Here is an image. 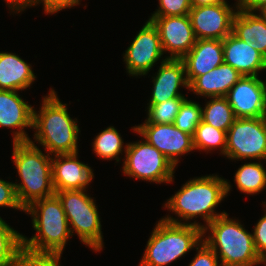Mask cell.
Wrapping results in <instances>:
<instances>
[{
	"label": "cell",
	"instance_id": "2",
	"mask_svg": "<svg viewBox=\"0 0 266 266\" xmlns=\"http://www.w3.org/2000/svg\"><path fill=\"white\" fill-rule=\"evenodd\" d=\"M41 105L38 112L33 109L35 141L51 156L78 153L80 129L77 119L68 114L67 104H63L51 88Z\"/></svg>",
	"mask_w": 266,
	"mask_h": 266
},
{
	"label": "cell",
	"instance_id": "27",
	"mask_svg": "<svg viewBox=\"0 0 266 266\" xmlns=\"http://www.w3.org/2000/svg\"><path fill=\"white\" fill-rule=\"evenodd\" d=\"M22 246V234L0 217V266H14Z\"/></svg>",
	"mask_w": 266,
	"mask_h": 266
},
{
	"label": "cell",
	"instance_id": "30",
	"mask_svg": "<svg viewBox=\"0 0 266 266\" xmlns=\"http://www.w3.org/2000/svg\"><path fill=\"white\" fill-rule=\"evenodd\" d=\"M58 252H36L24 246L18 252L14 266H61Z\"/></svg>",
	"mask_w": 266,
	"mask_h": 266
},
{
	"label": "cell",
	"instance_id": "18",
	"mask_svg": "<svg viewBox=\"0 0 266 266\" xmlns=\"http://www.w3.org/2000/svg\"><path fill=\"white\" fill-rule=\"evenodd\" d=\"M188 84L224 63L223 41L196 39L192 49L182 58Z\"/></svg>",
	"mask_w": 266,
	"mask_h": 266
},
{
	"label": "cell",
	"instance_id": "4",
	"mask_svg": "<svg viewBox=\"0 0 266 266\" xmlns=\"http://www.w3.org/2000/svg\"><path fill=\"white\" fill-rule=\"evenodd\" d=\"M208 231L210 235L205 236ZM203 240L214 251L222 266H257L259 254L253 234L224 214L203 228ZM220 255V256H219Z\"/></svg>",
	"mask_w": 266,
	"mask_h": 266
},
{
	"label": "cell",
	"instance_id": "37",
	"mask_svg": "<svg viewBox=\"0 0 266 266\" xmlns=\"http://www.w3.org/2000/svg\"><path fill=\"white\" fill-rule=\"evenodd\" d=\"M6 5L15 13L24 11L26 8H29L33 4V0H5Z\"/></svg>",
	"mask_w": 266,
	"mask_h": 266
},
{
	"label": "cell",
	"instance_id": "40",
	"mask_svg": "<svg viewBox=\"0 0 266 266\" xmlns=\"http://www.w3.org/2000/svg\"><path fill=\"white\" fill-rule=\"evenodd\" d=\"M258 264H265L266 265V251H264L263 253H261L259 255V263Z\"/></svg>",
	"mask_w": 266,
	"mask_h": 266
},
{
	"label": "cell",
	"instance_id": "3",
	"mask_svg": "<svg viewBox=\"0 0 266 266\" xmlns=\"http://www.w3.org/2000/svg\"><path fill=\"white\" fill-rule=\"evenodd\" d=\"M12 160L21 178V183L14 185L24 210L33 202L55 194L50 154H44L32 140L13 142Z\"/></svg>",
	"mask_w": 266,
	"mask_h": 266
},
{
	"label": "cell",
	"instance_id": "11",
	"mask_svg": "<svg viewBox=\"0 0 266 266\" xmlns=\"http://www.w3.org/2000/svg\"><path fill=\"white\" fill-rule=\"evenodd\" d=\"M163 54L158 29L148 20L125 50L123 58L127 73L131 76H145L163 58Z\"/></svg>",
	"mask_w": 266,
	"mask_h": 266
},
{
	"label": "cell",
	"instance_id": "29",
	"mask_svg": "<svg viewBox=\"0 0 266 266\" xmlns=\"http://www.w3.org/2000/svg\"><path fill=\"white\" fill-rule=\"evenodd\" d=\"M201 105L186 99L176 115L174 125L181 131L187 132L190 135L195 134V130L201 122Z\"/></svg>",
	"mask_w": 266,
	"mask_h": 266
},
{
	"label": "cell",
	"instance_id": "13",
	"mask_svg": "<svg viewBox=\"0 0 266 266\" xmlns=\"http://www.w3.org/2000/svg\"><path fill=\"white\" fill-rule=\"evenodd\" d=\"M225 98L236 118H261L266 112V82L258 76H242Z\"/></svg>",
	"mask_w": 266,
	"mask_h": 266
},
{
	"label": "cell",
	"instance_id": "24",
	"mask_svg": "<svg viewBox=\"0 0 266 266\" xmlns=\"http://www.w3.org/2000/svg\"><path fill=\"white\" fill-rule=\"evenodd\" d=\"M235 119L233 109L225 97H211L204 109H201V120L203 122L226 132Z\"/></svg>",
	"mask_w": 266,
	"mask_h": 266
},
{
	"label": "cell",
	"instance_id": "22",
	"mask_svg": "<svg viewBox=\"0 0 266 266\" xmlns=\"http://www.w3.org/2000/svg\"><path fill=\"white\" fill-rule=\"evenodd\" d=\"M232 33L266 58V22L258 13L238 8L233 17Z\"/></svg>",
	"mask_w": 266,
	"mask_h": 266
},
{
	"label": "cell",
	"instance_id": "35",
	"mask_svg": "<svg viewBox=\"0 0 266 266\" xmlns=\"http://www.w3.org/2000/svg\"><path fill=\"white\" fill-rule=\"evenodd\" d=\"M265 214L261 217L253 229V240L257 253L260 255L266 251V207Z\"/></svg>",
	"mask_w": 266,
	"mask_h": 266
},
{
	"label": "cell",
	"instance_id": "25",
	"mask_svg": "<svg viewBox=\"0 0 266 266\" xmlns=\"http://www.w3.org/2000/svg\"><path fill=\"white\" fill-rule=\"evenodd\" d=\"M124 141L119 132L113 126L107 127L100 132L93 142V151L101 159L111 160L114 159L119 162L120 153L126 152V146L123 150Z\"/></svg>",
	"mask_w": 266,
	"mask_h": 266
},
{
	"label": "cell",
	"instance_id": "12",
	"mask_svg": "<svg viewBox=\"0 0 266 266\" xmlns=\"http://www.w3.org/2000/svg\"><path fill=\"white\" fill-rule=\"evenodd\" d=\"M228 3L192 7L189 12L196 39L223 40L232 33L233 17L238 5L230 7Z\"/></svg>",
	"mask_w": 266,
	"mask_h": 266
},
{
	"label": "cell",
	"instance_id": "21",
	"mask_svg": "<svg viewBox=\"0 0 266 266\" xmlns=\"http://www.w3.org/2000/svg\"><path fill=\"white\" fill-rule=\"evenodd\" d=\"M31 67L15 53L0 52V90L29 88L36 78Z\"/></svg>",
	"mask_w": 266,
	"mask_h": 266
},
{
	"label": "cell",
	"instance_id": "41",
	"mask_svg": "<svg viewBox=\"0 0 266 266\" xmlns=\"http://www.w3.org/2000/svg\"><path fill=\"white\" fill-rule=\"evenodd\" d=\"M263 119H264V122H265V125H266V112H265V114L263 116Z\"/></svg>",
	"mask_w": 266,
	"mask_h": 266
},
{
	"label": "cell",
	"instance_id": "31",
	"mask_svg": "<svg viewBox=\"0 0 266 266\" xmlns=\"http://www.w3.org/2000/svg\"><path fill=\"white\" fill-rule=\"evenodd\" d=\"M159 7L152 16H185L192 8L190 0H158Z\"/></svg>",
	"mask_w": 266,
	"mask_h": 266
},
{
	"label": "cell",
	"instance_id": "17",
	"mask_svg": "<svg viewBox=\"0 0 266 266\" xmlns=\"http://www.w3.org/2000/svg\"><path fill=\"white\" fill-rule=\"evenodd\" d=\"M157 74L152 77L153 89L150 101L147 105L164 102L172 98H185L184 94L179 93V88L186 87L185 65L182 59L167 58L161 59Z\"/></svg>",
	"mask_w": 266,
	"mask_h": 266
},
{
	"label": "cell",
	"instance_id": "1",
	"mask_svg": "<svg viewBox=\"0 0 266 266\" xmlns=\"http://www.w3.org/2000/svg\"><path fill=\"white\" fill-rule=\"evenodd\" d=\"M231 190L230 182L218 175H206L196 177L187 181L165 203L164 207L172 211L177 218L165 216L164 221L176 224H190L187 222L197 217H201L207 226L215 218L226 214V212L216 213L215 208Z\"/></svg>",
	"mask_w": 266,
	"mask_h": 266
},
{
	"label": "cell",
	"instance_id": "10",
	"mask_svg": "<svg viewBox=\"0 0 266 266\" xmlns=\"http://www.w3.org/2000/svg\"><path fill=\"white\" fill-rule=\"evenodd\" d=\"M132 130L158 149L176 168L179 157L194 149L193 136L178 129L174 123H143Z\"/></svg>",
	"mask_w": 266,
	"mask_h": 266
},
{
	"label": "cell",
	"instance_id": "34",
	"mask_svg": "<svg viewBox=\"0 0 266 266\" xmlns=\"http://www.w3.org/2000/svg\"><path fill=\"white\" fill-rule=\"evenodd\" d=\"M43 4L46 14H54L65 8H71L80 4V0H33V6Z\"/></svg>",
	"mask_w": 266,
	"mask_h": 266
},
{
	"label": "cell",
	"instance_id": "14",
	"mask_svg": "<svg viewBox=\"0 0 266 266\" xmlns=\"http://www.w3.org/2000/svg\"><path fill=\"white\" fill-rule=\"evenodd\" d=\"M149 20L158 29L163 53H170L167 58L182 59L194 46L196 37L189 15L150 16Z\"/></svg>",
	"mask_w": 266,
	"mask_h": 266
},
{
	"label": "cell",
	"instance_id": "15",
	"mask_svg": "<svg viewBox=\"0 0 266 266\" xmlns=\"http://www.w3.org/2000/svg\"><path fill=\"white\" fill-rule=\"evenodd\" d=\"M53 156L52 184L54 191L86 190L94 178V173L88 164L78 160V153Z\"/></svg>",
	"mask_w": 266,
	"mask_h": 266
},
{
	"label": "cell",
	"instance_id": "36",
	"mask_svg": "<svg viewBox=\"0 0 266 266\" xmlns=\"http://www.w3.org/2000/svg\"><path fill=\"white\" fill-rule=\"evenodd\" d=\"M238 8L248 12H258L266 5V0H237Z\"/></svg>",
	"mask_w": 266,
	"mask_h": 266
},
{
	"label": "cell",
	"instance_id": "26",
	"mask_svg": "<svg viewBox=\"0 0 266 266\" xmlns=\"http://www.w3.org/2000/svg\"><path fill=\"white\" fill-rule=\"evenodd\" d=\"M227 132L214 128L212 125L203 122L199 123L193 135L194 149L211 151L220 148V155L225 156Z\"/></svg>",
	"mask_w": 266,
	"mask_h": 266
},
{
	"label": "cell",
	"instance_id": "20",
	"mask_svg": "<svg viewBox=\"0 0 266 266\" xmlns=\"http://www.w3.org/2000/svg\"><path fill=\"white\" fill-rule=\"evenodd\" d=\"M242 75L232 66L222 63L206 74L195 77L188 89L196 95L207 97H225Z\"/></svg>",
	"mask_w": 266,
	"mask_h": 266
},
{
	"label": "cell",
	"instance_id": "28",
	"mask_svg": "<svg viewBox=\"0 0 266 266\" xmlns=\"http://www.w3.org/2000/svg\"><path fill=\"white\" fill-rule=\"evenodd\" d=\"M187 98H172L161 103L148 105V117L144 123L170 124L175 122L182 103Z\"/></svg>",
	"mask_w": 266,
	"mask_h": 266
},
{
	"label": "cell",
	"instance_id": "7",
	"mask_svg": "<svg viewBox=\"0 0 266 266\" xmlns=\"http://www.w3.org/2000/svg\"><path fill=\"white\" fill-rule=\"evenodd\" d=\"M87 190H65L55 194L60 199L71 234L77 233L81 242L99 252L103 248V233L98 208Z\"/></svg>",
	"mask_w": 266,
	"mask_h": 266
},
{
	"label": "cell",
	"instance_id": "19",
	"mask_svg": "<svg viewBox=\"0 0 266 266\" xmlns=\"http://www.w3.org/2000/svg\"><path fill=\"white\" fill-rule=\"evenodd\" d=\"M224 63L232 66L242 76H258L266 70V58L233 33L223 40Z\"/></svg>",
	"mask_w": 266,
	"mask_h": 266
},
{
	"label": "cell",
	"instance_id": "16",
	"mask_svg": "<svg viewBox=\"0 0 266 266\" xmlns=\"http://www.w3.org/2000/svg\"><path fill=\"white\" fill-rule=\"evenodd\" d=\"M33 109L18 91L0 90V127L18 128L13 131V142L31 140L24 129L33 128Z\"/></svg>",
	"mask_w": 266,
	"mask_h": 266
},
{
	"label": "cell",
	"instance_id": "8",
	"mask_svg": "<svg viewBox=\"0 0 266 266\" xmlns=\"http://www.w3.org/2000/svg\"><path fill=\"white\" fill-rule=\"evenodd\" d=\"M122 171L130 178L158 183L173 181L174 165L146 140L128 143Z\"/></svg>",
	"mask_w": 266,
	"mask_h": 266
},
{
	"label": "cell",
	"instance_id": "38",
	"mask_svg": "<svg viewBox=\"0 0 266 266\" xmlns=\"http://www.w3.org/2000/svg\"><path fill=\"white\" fill-rule=\"evenodd\" d=\"M192 7L227 3L226 0H190Z\"/></svg>",
	"mask_w": 266,
	"mask_h": 266
},
{
	"label": "cell",
	"instance_id": "6",
	"mask_svg": "<svg viewBox=\"0 0 266 266\" xmlns=\"http://www.w3.org/2000/svg\"><path fill=\"white\" fill-rule=\"evenodd\" d=\"M139 266H166L197 247L203 240V225L157 222Z\"/></svg>",
	"mask_w": 266,
	"mask_h": 266
},
{
	"label": "cell",
	"instance_id": "5",
	"mask_svg": "<svg viewBox=\"0 0 266 266\" xmlns=\"http://www.w3.org/2000/svg\"><path fill=\"white\" fill-rule=\"evenodd\" d=\"M24 211L31 215L36 234L29 239L22 235L23 246L36 252L62 253L72 234L58 196L37 200Z\"/></svg>",
	"mask_w": 266,
	"mask_h": 266
},
{
	"label": "cell",
	"instance_id": "39",
	"mask_svg": "<svg viewBox=\"0 0 266 266\" xmlns=\"http://www.w3.org/2000/svg\"><path fill=\"white\" fill-rule=\"evenodd\" d=\"M259 12H256L258 13L262 19L266 22V5L263 6L261 9L258 10Z\"/></svg>",
	"mask_w": 266,
	"mask_h": 266
},
{
	"label": "cell",
	"instance_id": "23",
	"mask_svg": "<svg viewBox=\"0 0 266 266\" xmlns=\"http://www.w3.org/2000/svg\"><path fill=\"white\" fill-rule=\"evenodd\" d=\"M237 189L254 195L266 189V170L261 162H249L241 165L235 173Z\"/></svg>",
	"mask_w": 266,
	"mask_h": 266
},
{
	"label": "cell",
	"instance_id": "9",
	"mask_svg": "<svg viewBox=\"0 0 266 266\" xmlns=\"http://www.w3.org/2000/svg\"><path fill=\"white\" fill-rule=\"evenodd\" d=\"M225 157L266 160V125L261 118H236L227 131Z\"/></svg>",
	"mask_w": 266,
	"mask_h": 266
},
{
	"label": "cell",
	"instance_id": "32",
	"mask_svg": "<svg viewBox=\"0 0 266 266\" xmlns=\"http://www.w3.org/2000/svg\"><path fill=\"white\" fill-rule=\"evenodd\" d=\"M195 249L197 254L188 266H222L221 263H218L217 255L204 240Z\"/></svg>",
	"mask_w": 266,
	"mask_h": 266
},
{
	"label": "cell",
	"instance_id": "33",
	"mask_svg": "<svg viewBox=\"0 0 266 266\" xmlns=\"http://www.w3.org/2000/svg\"><path fill=\"white\" fill-rule=\"evenodd\" d=\"M0 207H8L24 212L18 201L14 183L2 179H0Z\"/></svg>",
	"mask_w": 266,
	"mask_h": 266
}]
</instances>
